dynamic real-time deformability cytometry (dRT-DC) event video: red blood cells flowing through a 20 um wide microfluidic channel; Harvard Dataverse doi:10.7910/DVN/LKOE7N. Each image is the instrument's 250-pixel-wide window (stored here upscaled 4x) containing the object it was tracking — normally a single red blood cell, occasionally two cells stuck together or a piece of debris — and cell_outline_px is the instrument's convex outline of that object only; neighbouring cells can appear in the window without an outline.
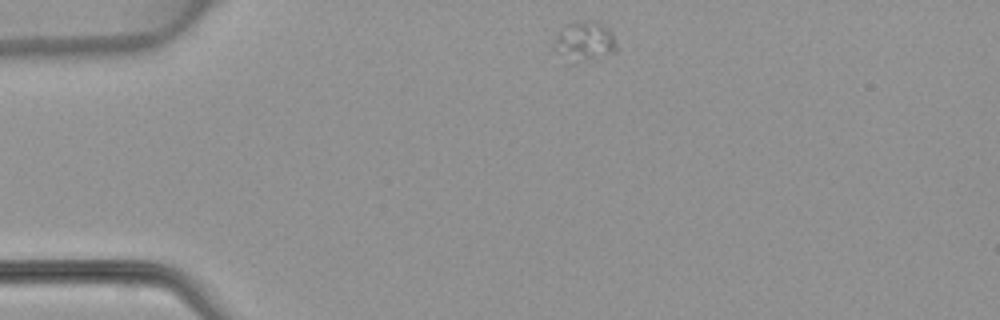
{"species": "common noctule bat (a hibernating species)", "species_latin": "Nyctalus noctula", "temperature_condition": "warm", "stored_images_in_passage": 28, "camera_frame_rate_fps": 3000, "um_per_image_px": 0.085, "animal": {"sex": "female", "body_mass_g": 22.7, "forearm_length_mm": 54.2}, "frame": {"image": 1, "passage_image": 1, "time_ms": 0.0, "image_size_px": [1000, 320], "cell_outline_px": [[616, 52], [572, 64], [556, 52], [552, 48], [552, 44], [556, 36], [568, 24], [580, 20], [596, 20], [604, 24], [612, 32], [616, 44]], "centroid_in_image_um": [49.67, 3.51], "position_along_channel_um": 35.3, "area_um2": 14.62}}
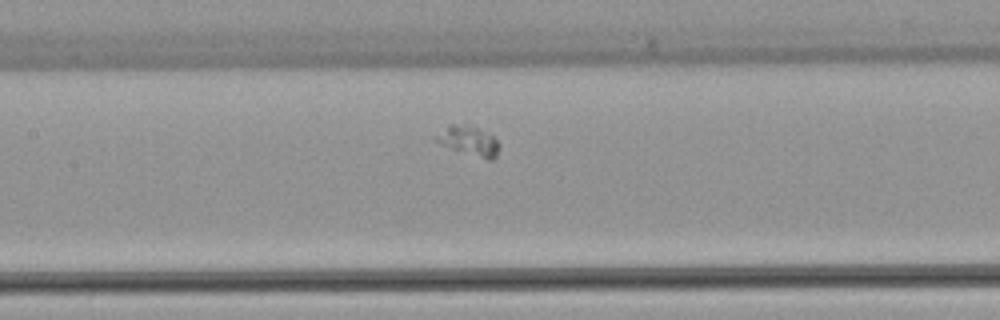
{"frame": {"image": 2, "passage_image": 14, "time_ms": 4.333, "image_size_px": [1000, 320], "cell_outline_px": [[500, 148], [496, 156], [492, 160], [488, 160], [440, 144], [432, 136], [448, 124], [464, 120], [492, 136], [500, 144]], "centroid_in_image_um": [39.81, 11.89], "position_along_channel_um": 167.6, "area_um2": 11.27}}
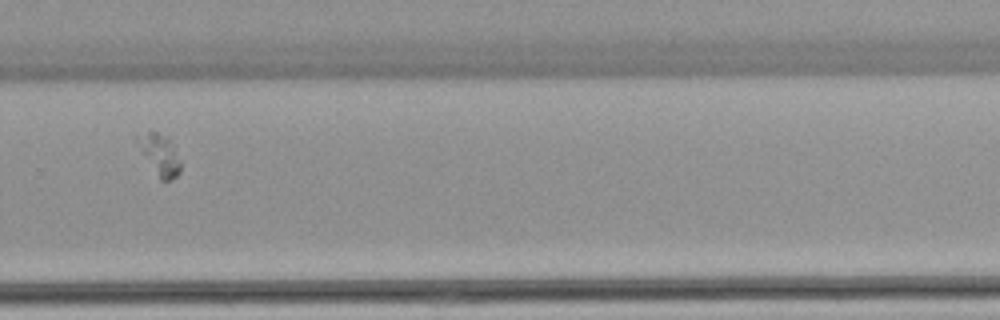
{"frame": {"image": 3, "passage_image": 25, "time_ms": 8.0, "image_size_px": [1000, 320], "cell_outline_px": [[180, 172], [172, 180], [160, 180], [136, 140], [132, 132], [152, 128], [168, 136], [180, 164]], "centroid_in_image_um": [13.5, 13.0], "position_along_channel_um": 316.3, "area_um2": 10.4}}